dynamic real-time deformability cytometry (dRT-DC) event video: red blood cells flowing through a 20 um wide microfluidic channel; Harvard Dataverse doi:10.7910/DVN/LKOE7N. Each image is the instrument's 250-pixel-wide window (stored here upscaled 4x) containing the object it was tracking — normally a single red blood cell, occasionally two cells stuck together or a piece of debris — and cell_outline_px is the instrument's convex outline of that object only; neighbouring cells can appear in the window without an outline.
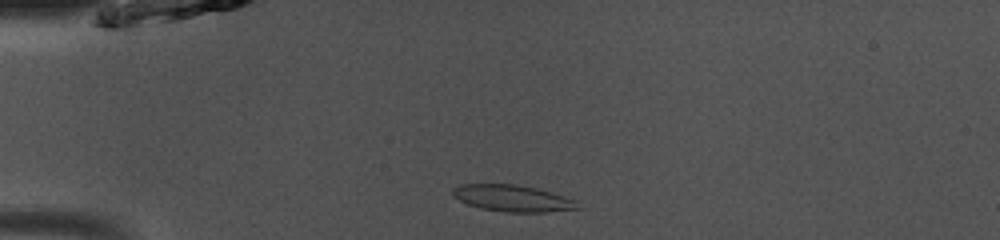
{"species": "common noctule bat (a hibernating species)", "species_latin": "Nyctalus noctula", "temperature_condition": "room temperature", "stored_images_in_passage": 39, "camera_frame_rate_fps": 3000, "um_per_image_px": 0.085, "animal": {"sex": "male", "body_mass_g": 13.0, "forearm_length_mm": 53.1}, "frame": {"image": 1, "passage_image": 2, "time_ms": 0.333, "image_size_px": [1000, 240], "cell_outline_px": [[580, 208], [544, 212], [504, 212], [480, 208], [468, 204], [452, 196], [452, 188], [460, 184], [516, 184], [536, 188], [564, 196], [576, 200]], "centroid_in_image_um": [43.54, 16.85], "position_along_channel_um": 41.5, "area_um2": 19.31}}
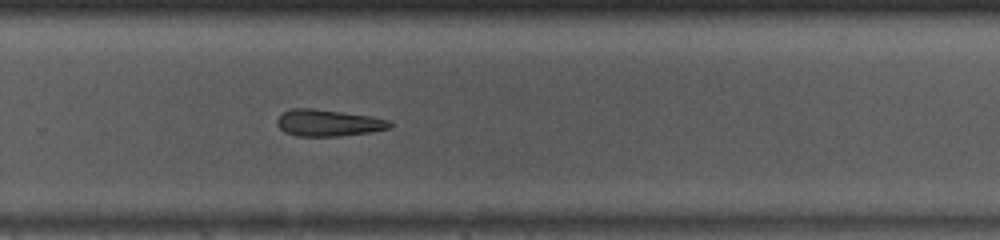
{"frame": {"image": 2, "passage_image": 23, "time_ms": 7.333, "image_size_px": [1000, 240], "cell_outline_px": [[392, 128], [372, 132], [336, 136], [296, 136], [284, 132], [276, 124], [276, 120], [284, 112], [292, 108], [312, 108], [372, 116], [388, 120], [392, 124]], "centroid_in_image_um": [27.91, 10.45], "position_along_channel_um": 301.9, "area_um2": 17.57}}
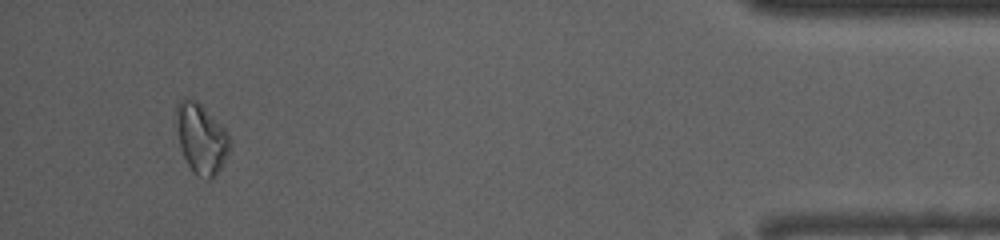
{"frame": {"image": 3, "passage_image": 36, "time_ms": 11.667, "image_size_px": [1000, 240], "cell_outline_px": [[228, 152], [220, 168], [212, 180], [208, 180], [192, 172], [180, 148], [176, 120], [176, 104], [180, 100], [188, 96], [196, 100], [228, 132]], "centroid_in_image_um": [17.07, 11.76], "position_along_channel_um": 418.1, "area_um2": 21.5}}